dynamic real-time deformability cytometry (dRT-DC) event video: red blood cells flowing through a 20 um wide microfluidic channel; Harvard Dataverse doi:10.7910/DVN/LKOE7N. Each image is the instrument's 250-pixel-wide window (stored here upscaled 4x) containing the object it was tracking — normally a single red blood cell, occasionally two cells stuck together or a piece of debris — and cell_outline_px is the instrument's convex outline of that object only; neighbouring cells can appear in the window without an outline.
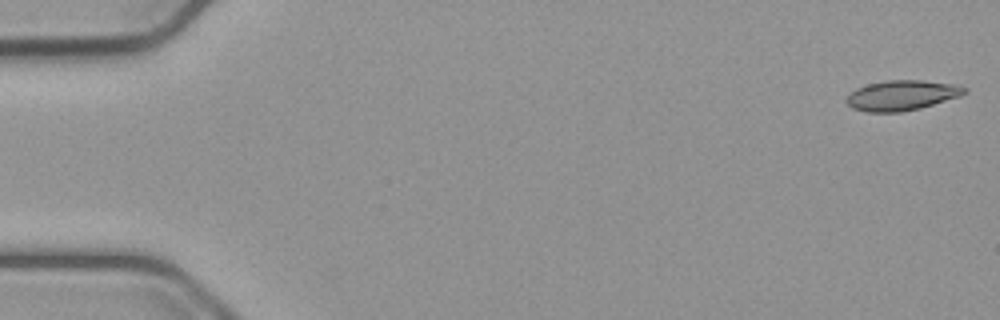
{"species": "common noctule bat (a hibernating species)", "species_latin": "Nyctalus noctula", "temperature_condition": "cold", "stored_images_in_passage": 54, "camera_frame_rate_fps": 3000, "um_per_image_px": 0.085, "animal": {"sex": "male", "body_mass_g": 23.1, "forearm_length_mm": 52.7}, "frame": {"image": 1, "passage_image": 1, "time_ms": 0.0, "image_size_px": [1000, 320], "cell_outline_px": [[968, 92], [960, 96], [920, 108], [900, 112], [868, 112], [852, 108], [848, 104], [848, 96], [856, 88], [868, 84], [888, 80], [920, 80], [952, 84], [968, 88]], "centroid_in_image_um": [76.68, 8.1], "position_along_channel_um": 8.3, "area_um2": 20.46}}
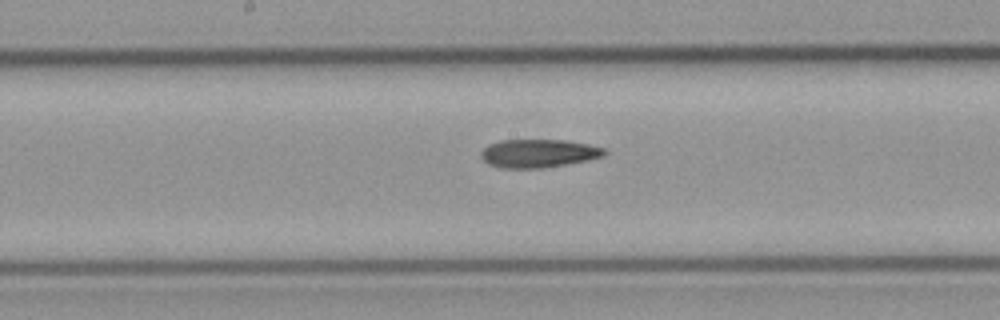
{"frame": {"image": 2, "passage_image": 28, "time_ms": 9.0, "image_size_px": [1000, 320], "cell_outline_px": [[608, 152], [604, 156], [588, 160], [544, 168], [500, 168], [488, 164], [480, 156], [480, 152], [488, 144], [500, 140], [564, 140], [588, 144], [604, 148]], "centroid_in_image_um": [45.76, 13.04], "position_along_channel_um": 202.4, "area_um2": 20.46}}
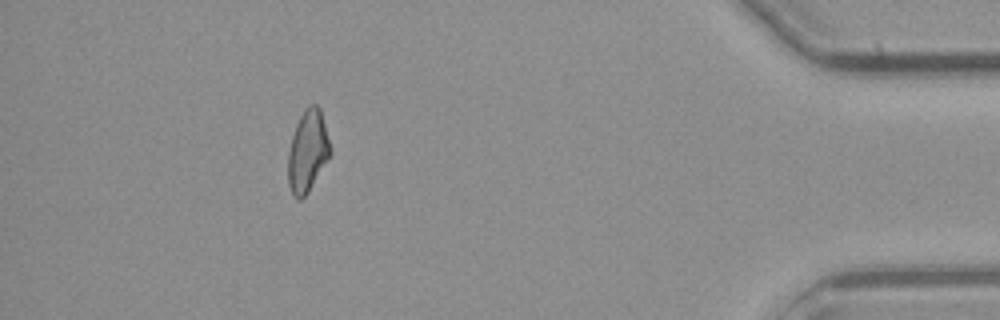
{"frame": {"image": 3, "passage_image": 49, "time_ms": 16.0, "image_size_px": [1000, 320], "cell_outline_px": [[332, 152], [308, 192], [300, 200], [296, 200], [292, 196], [288, 184], [288, 152], [292, 136], [296, 124], [304, 108], [308, 104], [316, 104], [320, 108], [332, 148]], "centroid_in_image_um": [26.15, 12.85], "position_along_channel_um": 409.1, "area_um2": 20.29}, "authors_computed_cell_mechanics": {"area_um2": 20.5768, "velocity_mm_per_s": 3.7677, "shape_relaxation_time_tau1_ms": null, "shape_relaxation_time_tau2_ms": 5.5429, "deformation_change_tau1": null, "deformation_change_tau2": 0.1441}}